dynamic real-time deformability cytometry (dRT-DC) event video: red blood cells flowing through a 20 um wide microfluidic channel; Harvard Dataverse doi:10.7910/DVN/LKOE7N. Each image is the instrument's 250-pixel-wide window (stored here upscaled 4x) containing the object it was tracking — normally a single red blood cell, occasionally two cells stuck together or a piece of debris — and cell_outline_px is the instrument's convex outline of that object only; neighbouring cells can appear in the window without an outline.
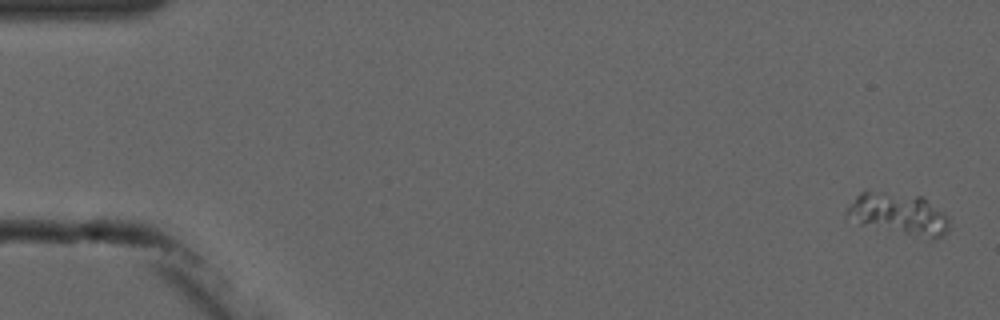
{"species": "common noctule bat (a hibernating species)", "species_latin": "Nyctalus noctula", "temperature_condition": "cold", "stored_images_in_passage": 6, "camera_frame_rate_fps": 3000, "um_per_image_px": 0.085, "animal": {"sex": "male", "forearm_length_mm": 52.5}, "frame": {"image": 1, "passage_image": 1, "time_ms": 0.0, "image_size_px": [1000, 320], "cell_outline_px": [[948, 232], [944, 236], [932, 240], [928, 240], [860, 224], [844, 216], [844, 212], [856, 196], [860, 192], [884, 192], [924, 196], [944, 212], [948, 216]], "centroid_in_image_um": [76.43, 18.22], "position_along_channel_um": 8.6, "area_um2": 25.43}}
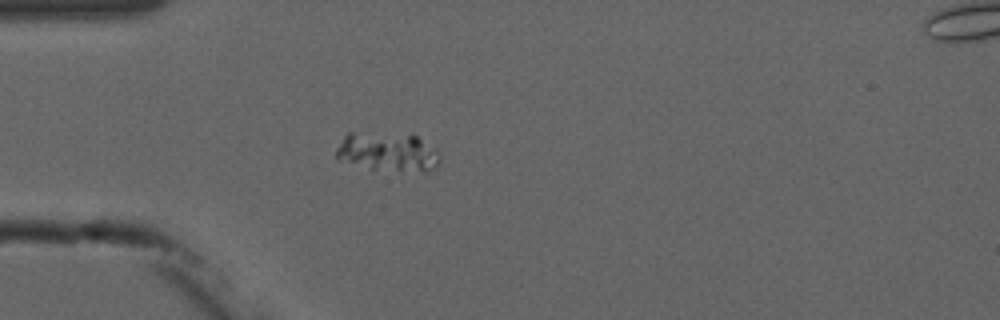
{"frame": {"image": 2, "passage_image": 5, "time_ms": 4.667, "image_size_px": [1000, 320], "cell_outline_px": [[440, 164], [428, 172], [400, 172], [372, 168], [336, 160], [336, 148], [344, 136], [348, 132], [352, 132], [416, 136], [436, 148], [440, 156]], "centroid_in_image_um": [32.98, 12.95], "position_along_channel_um": 52.0, "area_um2": 23.64}}